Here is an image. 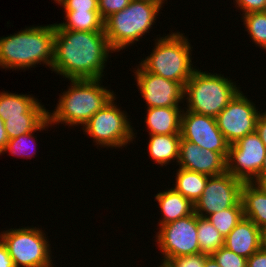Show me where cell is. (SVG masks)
<instances>
[{"label": "cell", "instance_id": "cell-40", "mask_svg": "<svg viewBox=\"0 0 266 267\" xmlns=\"http://www.w3.org/2000/svg\"><path fill=\"white\" fill-rule=\"evenodd\" d=\"M265 178H266V156L264 158L263 165L261 167V179Z\"/></svg>", "mask_w": 266, "mask_h": 267}, {"label": "cell", "instance_id": "cell-39", "mask_svg": "<svg viewBox=\"0 0 266 267\" xmlns=\"http://www.w3.org/2000/svg\"><path fill=\"white\" fill-rule=\"evenodd\" d=\"M263 191L264 193L266 194V178L265 179H258L256 182H255Z\"/></svg>", "mask_w": 266, "mask_h": 267}, {"label": "cell", "instance_id": "cell-3", "mask_svg": "<svg viewBox=\"0 0 266 267\" xmlns=\"http://www.w3.org/2000/svg\"><path fill=\"white\" fill-rule=\"evenodd\" d=\"M70 85L59 94L55 109L48 110V119L54 125L84 126L89 119L102 109L116 95L103 85L104 79H70ZM105 86V87H104Z\"/></svg>", "mask_w": 266, "mask_h": 267}, {"label": "cell", "instance_id": "cell-35", "mask_svg": "<svg viewBox=\"0 0 266 267\" xmlns=\"http://www.w3.org/2000/svg\"><path fill=\"white\" fill-rule=\"evenodd\" d=\"M265 110L263 111L261 109V113L256 123V132L259 134L260 139L266 146V111Z\"/></svg>", "mask_w": 266, "mask_h": 267}, {"label": "cell", "instance_id": "cell-13", "mask_svg": "<svg viewBox=\"0 0 266 267\" xmlns=\"http://www.w3.org/2000/svg\"><path fill=\"white\" fill-rule=\"evenodd\" d=\"M132 72L146 108L183 107L184 86L181 83L145 71L139 64Z\"/></svg>", "mask_w": 266, "mask_h": 267}, {"label": "cell", "instance_id": "cell-32", "mask_svg": "<svg viewBox=\"0 0 266 267\" xmlns=\"http://www.w3.org/2000/svg\"><path fill=\"white\" fill-rule=\"evenodd\" d=\"M208 256L204 253H198L195 255L173 257L169 261L174 267H204L205 259Z\"/></svg>", "mask_w": 266, "mask_h": 267}, {"label": "cell", "instance_id": "cell-6", "mask_svg": "<svg viewBox=\"0 0 266 267\" xmlns=\"http://www.w3.org/2000/svg\"><path fill=\"white\" fill-rule=\"evenodd\" d=\"M236 82L224 73H211L198 67L184 86L183 108L216 118L243 88Z\"/></svg>", "mask_w": 266, "mask_h": 267}, {"label": "cell", "instance_id": "cell-41", "mask_svg": "<svg viewBox=\"0 0 266 267\" xmlns=\"http://www.w3.org/2000/svg\"><path fill=\"white\" fill-rule=\"evenodd\" d=\"M160 265L157 264V267H174L170 261H167V260H163V259H160Z\"/></svg>", "mask_w": 266, "mask_h": 267}, {"label": "cell", "instance_id": "cell-2", "mask_svg": "<svg viewBox=\"0 0 266 267\" xmlns=\"http://www.w3.org/2000/svg\"><path fill=\"white\" fill-rule=\"evenodd\" d=\"M54 40L55 23L28 26L0 37V69L26 71L43 64L51 70Z\"/></svg>", "mask_w": 266, "mask_h": 267}, {"label": "cell", "instance_id": "cell-19", "mask_svg": "<svg viewBox=\"0 0 266 267\" xmlns=\"http://www.w3.org/2000/svg\"><path fill=\"white\" fill-rule=\"evenodd\" d=\"M33 94H18L0 91V117L6 121L8 117L21 114H47L48 109Z\"/></svg>", "mask_w": 266, "mask_h": 267}, {"label": "cell", "instance_id": "cell-15", "mask_svg": "<svg viewBox=\"0 0 266 267\" xmlns=\"http://www.w3.org/2000/svg\"><path fill=\"white\" fill-rule=\"evenodd\" d=\"M177 166L207 176H216L226 172V158L219 152L202 149L181 137Z\"/></svg>", "mask_w": 266, "mask_h": 267}, {"label": "cell", "instance_id": "cell-34", "mask_svg": "<svg viewBox=\"0 0 266 267\" xmlns=\"http://www.w3.org/2000/svg\"><path fill=\"white\" fill-rule=\"evenodd\" d=\"M247 267H266V243L247 258Z\"/></svg>", "mask_w": 266, "mask_h": 267}, {"label": "cell", "instance_id": "cell-20", "mask_svg": "<svg viewBox=\"0 0 266 267\" xmlns=\"http://www.w3.org/2000/svg\"><path fill=\"white\" fill-rule=\"evenodd\" d=\"M149 141L146 143L147 153L153 164L163 166L170 165L175 162L177 164L179 159V145L181 134H148Z\"/></svg>", "mask_w": 266, "mask_h": 267}, {"label": "cell", "instance_id": "cell-17", "mask_svg": "<svg viewBox=\"0 0 266 267\" xmlns=\"http://www.w3.org/2000/svg\"><path fill=\"white\" fill-rule=\"evenodd\" d=\"M166 189V190H165ZM163 191H158L154 196L160 210V218L157 226L166 225L180 218L187 217L194 213V204L177 192L174 188L166 185Z\"/></svg>", "mask_w": 266, "mask_h": 267}, {"label": "cell", "instance_id": "cell-22", "mask_svg": "<svg viewBox=\"0 0 266 267\" xmlns=\"http://www.w3.org/2000/svg\"><path fill=\"white\" fill-rule=\"evenodd\" d=\"M65 21L55 23L57 30L104 32V20L99 12L63 11Z\"/></svg>", "mask_w": 266, "mask_h": 267}, {"label": "cell", "instance_id": "cell-27", "mask_svg": "<svg viewBox=\"0 0 266 267\" xmlns=\"http://www.w3.org/2000/svg\"><path fill=\"white\" fill-rule=\"evenodd\" d=\"M240 18L252 44L266 51V11L249 12Z\"/></svg>", "mask_w": 266, "mask_h": 267}, {"label": "cell", "instance_id": "cell-10", "mask_svg": "<svg viewBox=\"0 0 266 267\" xmlns=\"http://www.w3.org/2000/svg\"><path fill=\"white\" fill-rule=\"evenodd\" d=\"M266 156V146L254 131L229 145L226 171L244 183L261 179V167Z\"/></svg>", "mask_w": 266, "mask_h": 267}, {"label": "cell", "instance_id": "cell-21", "mask_svg": "<svg viewBox=\"0 0 266 267\" xmlns=\"http://www.w3.org/2000/svg\"><path fill=\"white\" fill-rule=\"evenodd\" d=\"M244 217L266 234V194L256 183H244L241 190Z\"/></svg>", "mask_w": 266, "mask_h": 267}, {"label": "cell", "instance_id": "cell-31", "mask_svg": "<svg viewBox=\"0 0 266 267\" xmlns=\"http://www.w3.org/2000/svg\"><path fill=\"white\" fill-rule=\"evenodd\" d=\"M131 0H98V9L103 20L123 10Z\"/></svg>", "mask_w": 266, "mask_h": 267}, {"label": "cell", "instance_id": "cell-18", "mask_svg": "<svg viewBox=\"0 0 266 267\" xmlns=\"http://www.w3.org/2000/svg\"><path fill=\"white\" fill-rule=\"evenodd\" d=\"M146 109L144 123L148 134H181L183 107H151Z\"/></svg>", "mask_w": 266, "mask_h": 267}, {"label": "cell", "instance_id": "cell-26", "mask_svg": "<svg viewBox=\"0 0 266 267\" xmlns=\"http://www.w3.org/2000/svg\"><path fill=\"white\" fill-rule=\"evenodd\" d=\"M47 118L48 114H21L20 116L8 117L4 121L8 139L35 131Z\"/></svg>", "mask_w": 266, "mask_h": 267}, {"label": "cell", "instance_id": "cell-8", "mask_svg": "<svg viewBox=\"0 0 266 267\" xmlns=\"http://www.w3.org/2000/svg\"><path fill=\"white\" fill-rule=\"evenodd\" d=\"M42 227L26 226L1 230L0 239L7 247L15 267H53L54 255L47 232ZM53 259V260H52Z\"/></svg>", "mask_w": 266, "mask_h": 267}, {"label": "cell", "instance_id": "cell-28", "mask_svg": "<svg viewBox=\"0 0 266 267\" xmlns=\"http://www.w3.org/2000/svg\"><path fill=\"white\" fill-rule=\"evenodd\" d=\"M244 217L243 206L235 205L209 215L207 218L225 238Z\"/></svg>", "mask_w": 266, "mask_h": 267}, {"label": "cell", "instance_id": "cell-37", "mask_svg": "<svg viewBox=\"0 0 266 267\" xmlns=\"http://www.w3.org/2000/svg\"><path fill=\"white\" fill-rule=\"evenodd\" d=\"M8 140L9 139L5 130L4 121L0 117V155L5 150Z\"/></svg>", "mask_w": 266, "mask_h": 267}, {"label": "cell", "instance_id": "cell-7", "mask_svg": "<svg viewBox=\"0 0 266 267\" xmlns=\"http://www.w3.org/2000/svg\"><path fill=\"white\" fill-rule=\"evenodd\" d=\"M117 96L115 95L81 127L83 134L93 140L97 149L103 147V149L122 150L123 147L126 149L128 145L136 142L138 133L132 126L133 123L129 118L131 116L127 111L122 110L119 104L117 105Z\"/></svg>", "mask_w": 266, "mask_h": 267}, {"label": "cell", "instance_id": "cell-9", "mask_svg": "<svg viewBox=\"0 0 266 267\" xmlns=\"http://www.w3.org/2000/svg\"><path fill=\"white\" fill-rule=\"evenodd\" d=\"M153 241L157 242L161 259L169 261L173 257L188 256L200 253L197 239V214L180 218L156 228Z\"/></svg>", "mask_w": 266, "mask_h": 267}, {"label": "cell", "instance_id": "cell-30", "mask_svg": "<svg viewBox=\"0 0 266 267\" xmlns=\"http://www.w3.org/2000/svg\"><path fill=\"white\" fill-rule=\"evenodd\" d=\"M53 3L62 6L63 11L99 12L98 0H56Z\"/></svg>", "mask_w": 266, "mask_h": 267}, {"label": "cell", "instance_id": "cell-14", "mask_svg": "<svg viewBox=\"0 0 266 267\" xmlns=\"http://www.w3.org/2000/svg\"><path fill=\"white\" fill-rule=\"evenodd\" d=\"M181 137L197 144L202 149L228 155L229 144L219 130L216 118L183 109L181 115Z\"/></svg>", "mask_w": 266, "mask_h": 267}, {"label": "cell", "instance_id": "cell-12", "mask_svg": "<svg viewBox=\"0 0 266 267\" xmlns=\"http://www.w3.org/2000/svg\"><path fill=\"white\" fill-rule=\"evenodd\" d=\"M244 182L227 171L221 175L209 176L203 194L194 204V212L207 218L223 209L242 205L241 190Z\"/></svg>", "mask_w": 266, "mask_h": 267}, {"label": "cell", "instance_id": "cell-16", "mask_svg": "<svg viewBox=\"0 0 266 267\" xmlns=\"http://www.w3.org/2000/svg\"><path fill=\"white\" fill-rule=\"evenodd\" d=\"M266 234L250 219L243 217L224 238V247L249 258L266 243Z\"/></svg>", "mask_w": 266, "mask_h": 267}, {"label": "cell", "instance_id": "cell-36", "mask_svg": "<svg viewBox=\"0 0 266 267\" xmlns=\"http://www.w3.org/2000/svg\"><path fill=\"white\" fill-rule=\"evenodd\" d=\"M0 267H15L7 247L0 239Z\"/></svg>", "mask_w": 266, "mask_h": 267}, {"label": "cell", "instance_id": "cell-29", "mask_svg": "<svg viewBox=\"0 0 266 267\" xmlns=\"http://www.w3.org/2000/svg\"><path fill=\"white\" fill-rule=\"evenodd\" d=\"M221 267H247V259L226 247L219 248L211 255Z\"/></svg>", "mask_w": 266, "mask_h": 267}, {"label": "cell", "instance_id": "cell-11", "mask_svg": "<svg viewBox=\"0 0 266 267\" xmlns=\"http://www.w3.org/2000/svg\"><path fill=\"white\" fill-rule=\"evenodd\" d=\"M245 94L247 92L243 93L241 90L237 92L216 117L218 128L229 145L256 131V123L261 111Z\"/></svg>", "mask_w": 266, "mask_h": 267}, {"label": "cell", "instance_id": "cell-5", "mask_svg": "<svg viewBox=\"0 0 266 267\" xmlns=\"http://www.w3.org/2000/svg\"><path fill=\"white\" fill-rule=\"evenodd\" d=\"M172 31V32H170ZM169 30L167 35H157L150 55L141 59L139 65L150 73L181 83L188 82L197 66L193 65V47L185 33Z\"/></svg>", "mask_w": 266, "mask_h": 267}, {"label": "cell", "instance_id": "cell-38", "mask_svg": "<svg viewBox=\"0 0 266 267\" xmlns=\"http://www.w3.org/2000/svg\"><path fill=\"white\" fill-rule=\"evenodd\" d=\"M204 267H221L216 260L209 255L206 259H205V264Z\"/></svg>", "mask_w": 266, "mask_h": 267}, {"label": "cell", "instance_id": "cell-33", "mask_svg": "<svg viewBox=\"0 0 266 267\" xmlns=\"http://www.w3.org/2000/svg\"><path fill=\"white\" fill-rule=\"evenodd\" d=\"M235 9H238L240 16L249 12L266 11V0H233Z\"/></svg>", "mask_w": 266, "mask_h": 267}, {"label": "cell", "instance_id": "cell-25", "mask_svg": "<svg viewBox=\"0 0 266 267\" xmlns=\"http://www.w3.org/2000/svg\"><path fill=\"white\" fill-rule=\"evenodd\" d=\"M197 239L200 253L212 255L224 246V237L213 226L208 218L197 215Z\"/></svg>", "mask_w": 266, "mask_h": 267}, {"label": "cell", "instance_id": "cell-1", "mask_svg": "<svg viewBox=\"0 0 266 267\" xmlns=\"http://www.w3.org/2000/svg\"><path fill=\"white\" fill-rule=\"evenodd\" d=\"M111 53L115 52L104 32L55 28L51 73L61 76L63 80L103 79Z\"/></svg>", "mask_w": 266, "mask_h": 267}, {"label": "cell", "instance_id": "cell-23", "mask_svg": "<svg viewBox=\"0 0 266 267\" xmlns=\"http://www.w3.org/2000/svg\"><path fill=\"white\" fill-rule=\"evenodd\" d=\"M175 171V184H172V188L195 204L203 194L209 176L183 168H177Z\"/></svg>", "mask_w": 266, "mask_h": 267}, {"label": "cell", "instance_id": "cell-24", "mask_svg": "<svg viewBox=\"0 0 266 267\" xmlns=\"http://www.w3.org/2000/svg\"><path fill=\"white\" fill-rule=\"evenodd\" d=\"M53 128L50 124L49 119L47 118L35 131L29 132L24 135H19L16 138L9 139L6 145L5 150L1 156L5 153H11L10 155L21 157L23 159H31L34 156L36 157V147L38 146L37 136L34 135L37 131H48V128Z\"/></svg>", "mask_w": 266, "mask_h": 267}, {"label": "cell", "instance_id": "cell-4", "mask_svg": "<svg viewBox=\"0 0 266 267\" xmlns=\"http://www.w3.org/2000/svg\"><path fill=\"white\" fill-rule=\"evenodd\" d=\"M164 4L161 0H131L123 10L106 18L104 33L112 50L120 52L143 40L161 16Z\"/></svg>", "mask_w": 266, "mask_h": 267}]
</instances>
